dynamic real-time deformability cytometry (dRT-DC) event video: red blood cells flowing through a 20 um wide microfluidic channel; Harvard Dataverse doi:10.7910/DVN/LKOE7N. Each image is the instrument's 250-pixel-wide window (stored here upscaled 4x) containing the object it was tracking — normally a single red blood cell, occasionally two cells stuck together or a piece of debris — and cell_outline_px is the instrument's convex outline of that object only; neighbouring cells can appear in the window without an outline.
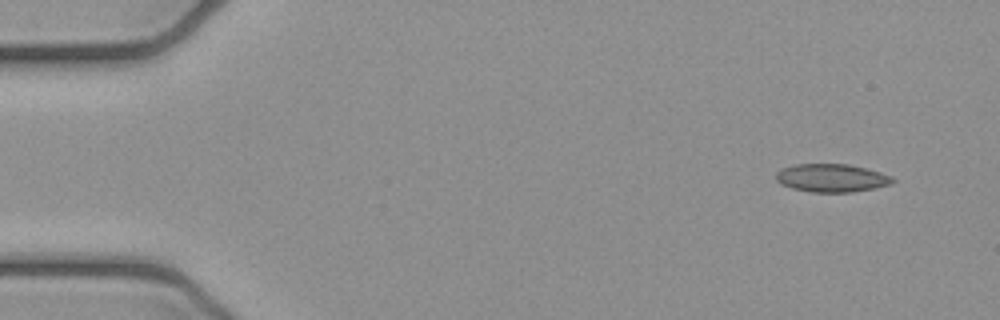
{"species": "common noctule bat (a hibernating species)", "species_latin": "Nyctalus noctula", "temperature_condition": "cold", "stored_images_in_passage": 4, "camera_frame_rate_fps": 3000, "um_per_image_px": 0.085, "animal": {"sex": "female", "body_mass_g": 21.9}, "frame": {"image": 1, "passage_image": 1, "time_ms": 0.0, "image_size_px": [1000, 320], "cell_outline_px": [[896, 180], [892, 184], [852, 192], [812, 192], [792, 188], [780, 184], [776, 180], [776, 172], [780, 168], [796, 164], [848, 164], [880, 172], [892, 176]], "centroid_in_image_um": [70.67, 15.12], "position_along_channel_um": 14.3, "area_um2": 19.13}}
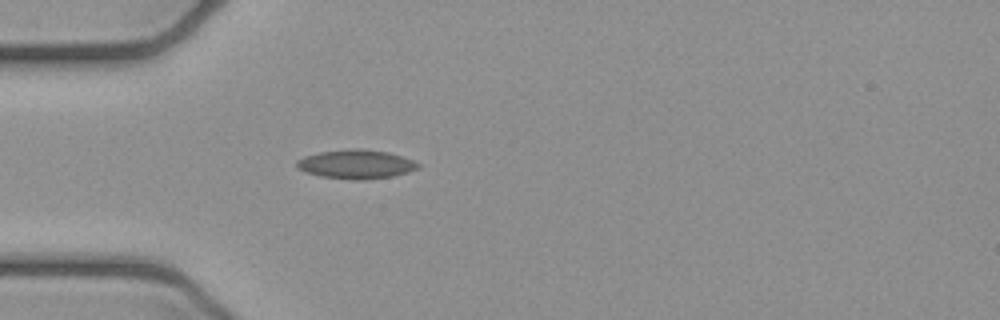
{"frame": {"image": 2, "passage_image": 4, "time_ms": 1.0, "image_size_px": [1000, 320], "cell_outline_px": [[420, 168], [408, 172], [392, 176], [360, 180], [352, 180], [320, 176], [296, 168], [296, 160], [304, 156], [320, 152], [352, 148], [364, 148], [388, 152], [412, 160], [420, 164]], "centroid_in_image_um": [30.26, 13.95], "position_along_channel_um": 54.7, "area_um2": 20.52}}